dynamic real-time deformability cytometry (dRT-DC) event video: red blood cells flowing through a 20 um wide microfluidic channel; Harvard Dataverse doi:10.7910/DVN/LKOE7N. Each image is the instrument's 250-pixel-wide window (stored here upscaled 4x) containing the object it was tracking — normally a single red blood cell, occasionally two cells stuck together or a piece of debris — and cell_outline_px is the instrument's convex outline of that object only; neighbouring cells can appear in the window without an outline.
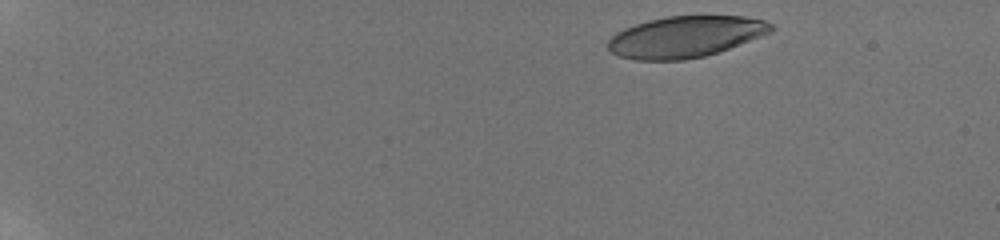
{"species": "human", "species_latin": "Homo sapiens", "temperature_condition": "room temperature", "stored_images_in_passage": 8, "camera_frame_rate_fps": 3000, "um_per_image_px": 0.085, "donor": {"sex": "male"}, "frame": {"image": 1, "passage_image": 1, "time_ms": 0.0, "image_size_px": [1000, 240], "cell_outline_px": [[776, 28], [772, 32], [728, 48], [704, 56], [684, 60], [636, 60], [620, 56], [612, 52], [608, 48], [608, 40], [616, 32], [624, 28], [648, 20], [668, 16], [744, 16], [764, 20], [772, 24]], "centroid_in_image_um": [58.26, 3.12], "position_along_channel_um": 26.7, "area_um2": 39.07}}
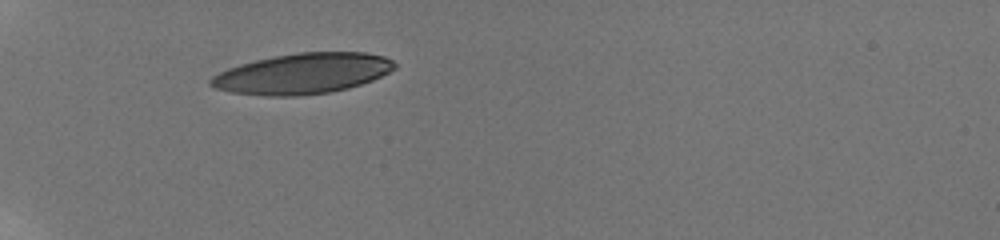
{"frame": {"image": 2, "passage_image": 5, "time_ms": 4.0, "image_size_px": [1000, 240], "cell_outline_px": [[396, 68], [372, 80], [348, 88], [328, 92], [300, 96], [264, 96], [232, 92], [216, 88], [208, 84], [208, 80], [212, 76], [228, 68], [240, 64], [272, 56], [300, 52], [364, 52], [384, 56], [392, 60], [396, 64]], "centroid_in_image_um": [25.7, 6.25], "position_along_channel_um": 59.3, "area_um2": 43.41}}
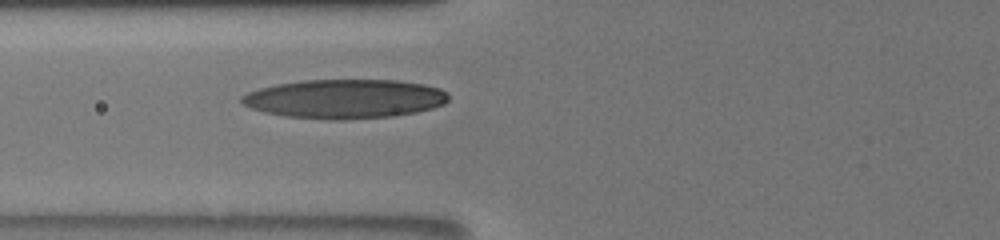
{"frame": {"image": 3, "passage_image": 7, "time_ms": 5.667, "image_size_px": [1000, 240], "cell_outline_px": [[448, 100], [444, 104], [432, 108], [416, 112], [392, 116], [344, 120], [328, 120], [284, 116], [264, 112], [252, 108], [244, 104], [240, 100], [240, 96], [248, 92], [260, 88], [276, 84], [304, 80], [396, 80], [424, 84], [440, 88], [448, 92]], "centroid_in_image_um": [29.31, 8.4], "position_along_channel_um": 96.5, "area_um2": 47.34}}